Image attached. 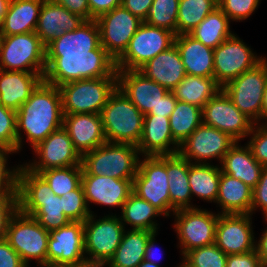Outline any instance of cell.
<instances>
[{"label": "cell", "mask_w": 267, "mask_h": 267, "mask_svg": "<svg viewBox=\"0 0 267 267\" xmlns=\"http://www.w3.org/2000/svg\"><path fill=\"white\" fill-rule=\"evenodd\" d=\"M202 123L229 134L237 142L250 135L255 124L237 109L223 89L202 108Z\"/></svg>", "instance_id": "4fadbf2b"}, {"label": "cell", "mask_w": 267, "mask_h": 267, "mask_svg": "<svg viewBox=\"0 0 267 267\" xmlns=\"http://www.w3.org/2000/svg\"><path fill=\"white\" fill-rule=\"evenodd\" d=\"M137 267H159V265L143 260Z\"/></svg>", "instance_id": "6125c7cd"}, {"label": "cell", "mask_w": 267, "mask_h": 267, "mask_svg": "<svg viewBox=\"0 0 267 267\" xmlns=\"http://www.w3.org/2000/svg\"><path fill=\"white\" fill-rule=\"evenodd\" d=\"M48 238L49 232L32 216L17 210L9 221L5 239L20 255L27 267L31 259H36L38 264L45 267L47 266Z\"/></svg>", "instance_id": "9c48e42d"}, {"label": "cell", "mask_w": 267, "mask_h": 267, "mask_svg": "<svg viewBox=\"0 0 267 267\" xmlns=\"http://www.w3.org/2000/svg\"><path fill=\"white\" fill-rule=\"evenodd\" d=\"M121 221L133 226L132 229L157 231V223L152 218L162 213L146 200H143L133 191L122 206Z\"/></svg>", "instance_id": "8d00e7d4"}, {"label": "cell", "mask_w": 267, "mask_h": 267, "mask_svg": "<svg viewBox=\"0 0 267 267\" xmlns=\"http://www.w3.org/2000/svg\"><path fill=\"white\" fill-rule=\"evenodd\" d=\"M82 173V166H71L43 170L39 174L49 184L52 192L61 197L81 185Z\"/></svg>", "instance_id": "ab89813d"}, {"label": "cell", "mask_w": 267, "mask_h": 267, "mask_svg": "<svg viewBox=\"0 0 267 267\" xmlns=\"http://www.w3.org/2000/svg\"><path fill=\"white\" fill-rule=\"evenodd\" d=\"M9 153L14 151L0 147V197H17L19 167L13 171L7 169L6 155Z\"/></svg>", "instance_id": "f6af8a7d"}, {"label": "cell", "mask_w": 267, "mask_h": 267, "mask_svg": "<svg viewBox=\"0 0 267 267\" xmlns=\"http://www.w3.org/2000/svg\"><path fill=\"white\" fill-rule=\"evenodd\" d=\"M176 103L177 99L175 98L173 92L169 91L162 97L161 101L157 104V106L146 115H156L169 118L172 112L174 111Z\"/></svg>", "instance_id": "11a10c76"}, {"label": "cell", "mask_w": 267, "mask_h": 267, "mask_svg": "<svg viewBox=\"0 0 267 267\" xmlns=\"http://www.w3.org/2000/svg\"><path fill=\"white\" fill-rule=\"evenodd\" d=\"M85 20L52 0H44L35 33L46 46L65 32L77 29Z\"/></svg>", "instance_id": "d4e9b609"}, {"label": "cell", "mask_w": 267, "mask_h": 267, "mask_svg": "<svg viewBox=\"0 0 267 267\" xmlns=\"http://www.w3.org/2000/svg\"><path fill=\"white\" fill-rule=\"evenodd\" d=\"M62 127L81 157L107 142L100 114L64 115Z\"/></svg>", "instance_id": "7402d4cb"}, {"label": "cell", "mask_w": 267, "mask_h": 267, "mask_svg": "<svg viewBox=\"0 0 267 267\" xmlns=\"http://www.w3.org/2000/svg\"><path fill=\"white\" fill-rule=\"evenodd\" d=\"M65 7L69 12L76 14L85 21L90 20V9L88 0H52Z\"/></svg>", "instance_id": "f5cc1de1"}, {"label": "cell", "mask_w": 267, "mask_h": 267, "mask_svg": "<svg viewBox=\"0 0 267 267\" xmlns=\"http://www.w3.org/2000/svg\"><path fill=\"white\" fill-rule=\"evenodd\" d=\"M254 128L250 133V135L253 134L252 139H250L247 145L250 147L253 157L259 164L267 166V124H262L258 128L254 125Z\"/></svg>", "instance_id": "7dc6e473"}, {"label": "cell", "mask_w": 267, "mask_h": 267, "mask_svg": "<svg viewBox=\"0 0 267 267\" xmlns=\"http://www.w3.org/2000/svg\"><path fill=\"white\" fill-rule=\"evenodd\" d=\"M18 210L32 216L48 232L68 225L63 213V200L55 195L49 184L38 174L20 166L17 185Z\"/></svg>", "instance_id": "3957f363"}, {"label": "cell", "mask_w": 267, "mask_h": 267, "mask_svg": "<svg viewBox=\"0 0 267 267\" xmlns=\"http://www.w3.org/2000/svg\"><path fill=\"white\" fill-rule=\"evenodd\" d=\"M107 142L138 145L144 115L117 87L100 113Z\"/></svg>", "instance_id": "5b68a950"}, {"label": "cell", "mask_w": 267, "mask_h": 267, "mask_svg": "<svg viewBox=\"0 0 267 267\" xmlns=\"http://www.w3.org/2000/svg\"><path fill=\"white\" fill-rule=\"evenodd\" d=\"M138 71L168 91H172L187 75L175 44L146 62Z\"/></svg>", "instance_id": "484cf974"}, {"label": "cell", "mask_w": 267, "mask_h": 267, "mask_svg": "<svg viewBox=\"0 0 267 267\" xmlns=\"http://www.w3.org/2000/svg\"><path fill=\"white\" fill-rule=\"evenodd\" d=\"M0 147L17 152L16 111L0 104Z\"/></svg>", "instance_id": "ee69618b"}, {"label": "cell", "mask_w": 267, "mask_h": 267, "mask_svg": "<svg viewBox=\"0 0 267 267\" xmlns=\"http://www.w3.org/2000/svg\"><path fill=\"white\" fill-rule=\"evenodd\" d=\"M61 200H63V213L71 222H85L92 214L87 206L82 185L61 196Z\"/></svg>", "instance_id": "7bdbcfd3"}, {"label": "cell", "mask_w": 267, "mask_h": 267, "mask_svg": "<svg viewBox=\"0 0 267 267\" xmlns=\"http://www.w3.org/2000/svg\"><path fill=\"white\" fill-rule=\"evenodd\" d=\"M93 215L84 222L85 253L91 256H87L86 261L89 267H103L121 243L124 223L116 215L104 216L97 221Z\"/></svg>", "instance_id": "ba28073f"}, {"label": "cell", "mask_w": 267, "mask_h": 267, "mask_svg": "<svg viewBox=\"0 0 267 267\" xmlns=\"http://www.w3.org/2000/svg\"><path fill=\"white\" fill-rule=\"evenodd\" d=\"M45 267H78V266H54V265H50V266H45Z\"/></svg>", "instance_id": "be15d7a7"}, {"label": "cell", "mask_w": 267, "mask_h": 267, "mask_svg": "<svg viewBox=\"0 0 267 267\" xmlns=\"http://www.w3.org/2000/svg\"><path fill=\"white\" fill-rule=\"evenodd\" d=\"M179 0H153L146 19V24L166 29L177 35V17Z\"/></svg>", "instance_id": "60d3db41"}, {"label": "cell", "mask_w": 267, "mask_h": 267, "mask_svg": "<svg viewBox=\"0 0 267 267\" xmlns=\"http://www.w3.org/2000/svg\"><path fill=\"white\" fill-rule=\"evenodd\" d=\"M9 3H10V0H0V29L2 26L4 16L7 12Z\"/></svg>", "instance_id": "91938a15"}, {"label": "cell", "mask_w": 267, "mask_h": 267, "mask_svg": "<svg viewBox=\"0 0 267 267\" xmlns=\"http://www.w3.org/2000/svg\"><path fill=\"white\" fill-rule=\"evenodd\" d=\"M96 21L100 30V44L115 61L125 52L129 41L143 23L122 5L102 14Z\"/></svg>", "instance_id": "e0dca14e"}, {"label": "cell", "mask_w": 267, "mask_h": 267, "mask_svg": "<svg viewBox=\"0 0 267 267\" xmlns=\"http://www.w3.org/2000/svg\"><path fill=\"white\" fill-rule=\"evenodd\" d=\"M0 69L45 73L46 48L35 31L0 36Z\"/></svg>", "instance_id": "52a82bcc"}, {"label": "cell", "mask_w": 267, "mask_h": 267, "mask_svg": "<svg viewBox=\"0 0 267 267\" xmlns=\"http://www.w3.org/2000/svg\"><path fill=\"white\" fill-rule=\"evenodd\" d=\"M250 215L219 213L215 244L226 255L242 254L255 250Z\"/></svg>", "instance_id": "ffe728a7"}, {"label": "cell", "mask_w": 267, "mask_h": 267, "mask_svg": "<svg viewBox=\"0 0 267 267\" xmlns=\"http://www.w3.org/2000/svg\"><path fill=\"white\" fill-rule=\"evenodd\" d=\"M132 182L133 180L97 175H82L81 179L87 206L89 202H93L110 207L120 206L121 209L133 191Z\"/></svg>", "instance_id": "603a6c76"}, {"label": "cell", "mask_w": 267, "mask_h": 267, "mask_svg": "<svg viewBox=\"0 0 267 267\" xmlns=\"http://www.w3.org/2000/svg\"><path fill=\"white\" fill-rule=\"evenodd\" d=\"M174 224L179 236L183 256L190 250L215 243L219 214L198 208L179 209L174 212Z\"/></svg>", "instance_id": "9a60e30c"}, {"label": "cell", "mask_w": 267, "mask_h": 267, "mask_svg": "<svg viewBox=\"0 0 267 267\" xmlns=\"http://www.w3.org/2000/svg\"><path fill=\"white\" fill-rule=\"evenodd\" d=\"M267 83V61L244 72L228 82L222 89L242 113L258 124L262 119V103ZM258 120V121H257Z\"/></svg>", "instance_id": "7c38bea8"}, {"label": "cell", "mask_w": 267, "mask_h": 267, "mask_svg": "<svg viewBox=\"0 0 267 267\" xmlns=\"http://www.w3.org/2000/svg\"><path fill=\"white\" fill-rule=\"evenodd\" d=\"M217 7V0H179L177 35L191 32Z\"/></svg>", "instance_id": "f35d334b"}, {"label": "cell", "mask_w": 267, "mask_h": 267, "mask_svg": "<svg viewBox=\"0 0 267 267\" xmlns=\"http://www.w3.org/2000/svg\"><path fill=\"white\" fill-rule=\"evenodd\" d=\"M236 142L229 134L202 123L179 145L178 154L190 163L193 158L196 163L205 164L206 160L214 157L221 162Z\"/></svg>", "instance_id": "ac0fdd59"}, {"label": "cell", "mask_w": 267, "mask_h": 267, "mask_svg": "<svg viewBox=\"0 0 267 267\" xmlns=\"http://www.w3.org/2000/svg\"><path fill=\"white\" fill-rule=\"evenodd\" d=\"M33 149L40 156L39 162L34 161L32 164L24 165L34 173L39 174L43 170L54 168L82 166V157L75 150L72 140L63 127L52 132Z\"/></svg>", "instance_id": "d6986e66"}, {"label": "cell", "mask_w": 267, "mask_h": 267, "mask_svg": "<svg viewBox=\"0 0 267 267\" xmlns=\"http://www.w3.org/2000/svg\"><path fill=\"white\" fill-rule=\"evenodd\" d=\"M257 206L267 215V166H263L259 182L253 188L251 212L256 210Z\"/></svg>", "instance_id": "681fc988"}, {"label": "cell", "mask_w": 267, "mask_h": 267, "mask_svg": "<svg viewBox=\"0 0 267 267\" xmlns=\"http://www.w3.org/2000/svg\"><path fill=\"white\" fill-rule=\"evenodd\" d=\"M44 0H10L0 36L34 32Z\"/></svg>", "instance_id": "f1b7e54d"}, {"label": "cell", "mask_w": 267, "mask_h": 267, "mask_svg": "<svg viewBox=\"0 0 267 267\" xmlns=\"http://www.w3.org/2000/svg\"><path fill=\"white\" fill-rule=\"evenodd\" d=\"M229 21L230 19L217 7L188 34L205 46L215 49L233 35L229 30Z\"/></svg>", "instance_id": "d590c367"}, {"label": "cell", "mask_w": 267, "mask_h": 267, "mask_svg": "<svg viewBox=\"0 0 267 267\" xmlns=\"http://www.w3.org/2000/svg\"><path fill=\"white\" fill-rule=\"evenodd\" d=\"M174 44L187 75L214 77L213 48L205 46L189 34L176 35Z\"/></svg>", "instance_id": "83f0119b"}, {"label": "cell", "mask_w": 267, "mask_h": 267, "mask_svg": "<svg viewBox=\"0 0 267 267\" xmlns=\"http://www.w3.org/2000/svg\"><path fill=\"white\" fill-rule=\"evenodd\" d=\"M59 88L42 80L29 99L16 111L17 151L21 149V129L33 148L63 126Z\"/></svg>", "instance_id": "7a4b0ae2"}, {"label": "cell", "mask_w": 267, "mask_h": 267, "mask_svg": "<svg viewBox=\"0 0 267 267\" xmlns=\"http://www.w3.org/2000/svg\"><path fill=\"white\" fill-rule=\"evenodd\" d=\"M190 162L178 153L166 155V171L168 174L170 210L196 208L191 206L192 197L189 184Z\"/></svg>", "instance_id": "4dcf8cb0"}, {"label": "cell", "mask_w": 267, "mask_h": 267, "mask_svg": "<svg viewBox=\"0 0 267 267\" xmlns=\"http://www.w3.org/2000/svg\"><path fill=\"white\" fill-rule=\"evenodd\" d=\"M227 256L215 243L192 249L182 258L188 267H226Z\"/></svg>", "instance_id": "b9f144b4"}, {"label": "cell", "mask_w": 267, "mask_h": 267, "mask_svg": "<svg viewBox=\"0 0 267 267\" xmlns=\"http://www.w3.org/2000/svg\"><path fill=\"white\" fill-rule=\"evenodd\" d=\"M46 48L43 80L54 86L83 79L117 77L115 60L100 44L96 20L56 37Z\"/></svg>", "instance_id": "6da1fadb"}, {"label": "cell", "mask_w": 267, "mask_h": 267, "mask_svg": "<svg viewBox=\"0 0 267 267\" xmlns=\"http://www.w3.org/2000/svg\"><path fill=\"white\" fill-rule=\"evenodd\" d=\"M170 144H174V149L169 148ZM137 148L139 153H143L144 156L177 154L179 144L172 137L169 118L156 115H144L143 132Z\"/></svg>", "instance_id": "cb8c5ba5"}, {"label": "cell", "mask_w": 267, "mask_h": 267, "mask_svg": "<svg viewBox=\"0 0 267 267\" xmlns=\"http://www.w3.org/2000/svg\"><path fill=\"white\" fill-rule=\"evenodd\" d=\"M265 221H267V215H265ZM255 252L260 258L261 262L267 266V229L264 230L262 237L260 238L258 244L255 243Z\"/></svg>", "instance_id": "6f0895ef"}, {"label": "cell", "mask_w": 267, "mask_h": 267, "mask_svg": "<svg viewBox=\"0 0 267 267\" xmlns=\"http://www.w3.org/2000/svg\"><path fill=\"white\" fill-rule=\"evenodd\" d=\"M263 60L264 58H257L251 49L233 34L214 49V79L223 88Z\"/></svg>", "instance_id": "5bb4252c"}, {"label": "cell", "mask_w": 267, "mask_h": 267, "mask_svg": "<svg viewBox=\"0 0 267 267\" xmlns=\"http://www.w3.org/2000/svg\"><path fill=\"white\" fill-rule=\"evenodd\" d=\"M58 88L64 115L100 114L117 88V77L71 81Z\"/></svg>", "instance_id": "8992f818"}, {"label": "cell", "mask_w": 267, "mask_h": 267, "mask_svg": "<svg viewBox=\"0 0 267 267\" xmlns=\"http://www.w3.org/2000/svg\"><path fill=\"white\" fill-rule=\"evenodd\" d=\"M17 210V197H0V240L6 238L9 221Z\"/></svg>", "instance_id": "c3c4849f"}, {"label": "cell", "mask_w": 267, "mask_h": 267, "mask_svg": "<svg viewBox=\"0 0 267 267\" xmlns=\"http://www.w3.org/2000/svg\"><path fill=\"white\" fill-rule=\"evenodd\" d=\"M175 34L143 22L125 52L115 61L116 70H138L160 52L174 45Z\"/></svg>", "instance_id": "30bf717a"}, {"label": "cell", "mask_w": 267, "mask_h": 267, "mask_svg": "<svg viewBox=\"0 0 267 267\" xmlns=\"http://www.w3.org/2000/svg\"><path fill=\"white\" fill-rule=\"evenodd\" d=\"M84 254V222H70L49 232L47 266L89 267Z\"/></svg>", "instance_id": "2e32d148"}, {"label": "cell", "mask_w": 267, "mask_h": 267, "mask_svg": "<svg viewBox=\"0 0 267 267\" xmlns=\"http://www.w3.org/2000/svg\"><path fill=\"white\" fill-rule=\"evenodd\" d=\"M221 89L214 77L186 75L172 92L177 100L202 109Z\"/></svg>", "instance_id": "836d02e7"}, {"label": "cell", "mask_w": 267, "mask_h": 267, "mask_svg": "<svg viewBox=\"0 0 267 267\" xmlns=\"http://www.w3.org/2000/svg\"><path fill=\"white\" fill-rule=\"evenodd\" d=\"M179 267H188L184 262Z\"/></svg>", "instance_id": "e7e4bbea"}, {"label": "cell", "mask_w": 267, "mask_h": 267, "mask_svg": "<svg viewBox=\"0 0 267 267\" xmlns=\"http://www.w3.org/2000/svg\"><path fill=\"white\" fill-rule=\"evenodd\" d=\"M221 168L209 163H190L189 184L192 195L207 201H216Z\"/></svg>", "instance_id": "e575fe53"}, {"label": "cell", "mask_w": 267, "mask_h": 267, "mask_svg": "<svg viewBox=\"0 0 267 267\" xmlns=\"http://www.w3.org/2000/svg\"><path fill=\"white\" fill-rule=\"evenodd\" d=\"M133 192L149 202L165 216H169L170 196L165 156H146L139 161L132 182Z\"/></svg>", "instance_id": "8fae6325"}, {"label": "cell", "mask_w": 267, "mask_h": 267, "mask_svg": "<svg viewBox=\"0 0 267 267\" xmlns=\"http://www.w3.org/2000/svg\"><path fill=\"white\" fill-rule=\"evenodd\" d=\"M237 143L223 157L221 171L253 189L259 182L263 166L253 157L248 145L243 148Z\"/></svg>", "instance_id": "f546056e"}, {"label": "cell", "mask_w": 267, "mask_h": 267, "mask_svg": "<svg viewBox=\"0 0 267 267\" xmlns=\"http://www.w3.org/2000/svg\"><path fill=\"white\" fill-rule=\"evenodd\" d=\"M253 189L221 171L219 190L216 199L222 207L221 214H252Z\"/></svg>", "instance_id": "1f68e13d"}, {"label": "cell", "mask_w": 267, "mask_h": 267, "mask_svg": "<svg viewBox=\"0 0 267 267\" xmlns=\"http://www.w3.org/2000/svg\"><path fill=\"white\" fill-rule=\"evenodd\" d=\"M262 118L266 119L265 124H267V83H266L265 92L263 95Z\"/></svg>", "instance_id": "94428289"}, {"label": "cell", "mask_w": 267, "mask_h": 267, "mask_svg": "<svg viewBox=\"0 0 267 267\" xmlns=\"http://www.w3.org/2000/svg\"><path fill=\"white\" fill-rule=\"evenodd\" d=\"M44 73L0 69V104L17 111L43 80Z\"/></svg>", "instance_id": "4316f807"}, {"label": "cell", "mask_w": 267, "mask_h": 267, "mask_svg": "<svg viewBox=\"0 0 267 267\" xmlns=\"http://www.w3.org/2000/svg\"><path fill=\"white\" fill-rule=\"evenodd\" d=\"M117 87L143 114H148L169 91L138 70H117Z\"/></svg>", "instance_id": "44dd1931"}, {"label": "cell", "mask_w": 267, "mask_h": 267, "mask_svg": "<svg viewBox=\"0 0 267 267\" xmlns=\"http://www.w3.org/2000/svg\"><path fill=\"white\" fill-rule=\"evenodd\" d=\"M226 267H267L257 256L255 250L227 256Z\"/></svg>", "instance_id": "f907efd6"}, {"label": "cell", "mask_w": 267, "mask_h": 267, "mask_svg": "<svg viewBox=\"0 0 267 267\" xmlns=\"http://www.w3.org/2000/svg\"><path fill=\"white\" fill-rule=\"evenodd\" d=\"M153 0H122L121 5L133 15L145 20Z\"/></svg>", "instance_id": "9f6ffc18"}, {"label": "cell", "mask_w": 267, "mask_h": 267, "mask_svg": "<svg viewBox=\"0 0 267 267\" xmlns=\"http://www.w3.org/2000/svg\"><path fill=\"white\" fill-rule=\"evenodd\" d=\"M0 267H27L6 239L0 240Z\"/></svg>", "instance_id": "816d5d0a"}, {"label": "cell", "mask_w": 267, "mask_h": 267, "mask_svg": "<svg viewBox=\"0 0 267 267\" xmlns=\"http://www.w3.org/2000/svg\"><path fill=\"white\" fill-rule=\"evenodd\" d=\"M218 7L231 20H245L252 15L260 0H217Z\"/></svg>", "instance_id": "bcb514c9"}, {"label": "cell", "mask_w": 267, "mask_h": 267, "mask_svg": "<svg viewBox=\"0 0 267 267\" xmlns=\"http://www.w3.org/2000/svg\"><path fill=\"white\" fill-rule=\"evenodd\" d=\"M153 233L136 229L124 231L120 245L106 265L109 267H137L144 260L145 247Z\"/></svg>", "instance_id": "d6a6232c"}, {"label": "cell", "mask_w": 267, "mask_h": 267, "mask_svg": "<svg viewBox=\"0 0 267 267\" xmlns=\"http://www.w3.org/2000/svg\"><path fill=\"white\" fill-rule=\"evenodd\" d=\"M138 154L136 145L105 142L82 156V175L133 180L138 171Z\"/></svg>", "instance_id": "277c9868"}, {"label": "cell", "mask_w": 267, "mask_h": 267, "mask_svg": "<svg viewBox=\"0 0 267 267\" xmlns=\"http://www.w3.org/2000/svg\"><path fill=\"white\" fill-rule=\"evenodd\" d=\"M169 121L172 137L180 145L202 124V109L177 100Z\"/></svg>", "instance_id": "74e56055"}, {"label": "cell", "mask_w": 267, "mask_h": 267, "mask_svg": "<svg viewBox=\"0 0 267 267\" xmlns=\"http://www.w3.org/2000/svg\"><path fill=\"white\" fill-rule=\"evenodd\" d=\"M122 0H88L90 20H96L104 13L121 6Z\"/></svg>", "instance_id": "db71d44e"}, {"label": "cell", "mask_w": 267, "mask_h": 267, "mask_svg": "<svg viewBox=\"0 0 267 267\" xmlns=\"http://www.w3.org/2000/svg\"><path fill=\"white\" fill-rule=\"evenodd\" d=\"M157 232H154L148 239L146 247H145V256H144V260L157 264L156 261L154 260L155 257H157V253L155 250V236H156ZM156 255V256H155ZM157 259V258H156ZM158 262V261H157Z\"/></svg>", "instance_id": "680465c9"}]
</instances>
